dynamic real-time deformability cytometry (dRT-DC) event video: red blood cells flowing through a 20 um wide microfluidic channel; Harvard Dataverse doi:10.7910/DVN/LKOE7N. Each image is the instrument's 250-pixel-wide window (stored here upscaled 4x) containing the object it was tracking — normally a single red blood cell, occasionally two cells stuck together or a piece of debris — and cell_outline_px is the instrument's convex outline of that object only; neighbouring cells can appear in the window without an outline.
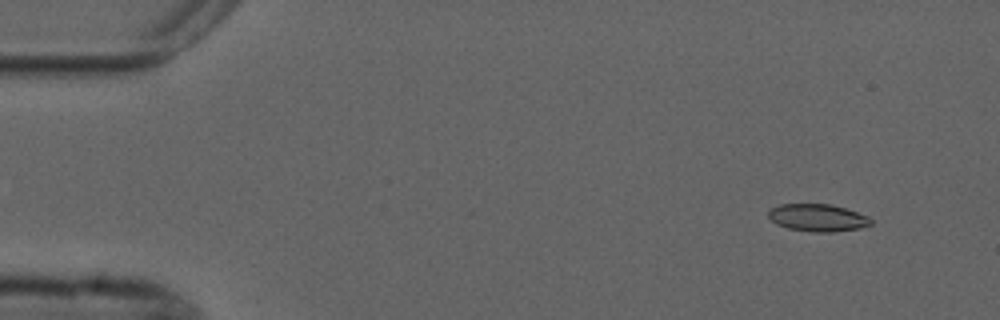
{"species": "common noctule bat (a hibernating species)", "species_latin": "Nyctalus noctula", "temperature_condition": "cold", "stored_images_in_passage": 9, "camera_frame_rate_fps": 3000, "um_per_image_px": 0.085, "animal": {"sex": "male", "forearm_length_mm": 52.5}, "frame": {"image": 1, "passage_image": 1, "time_ms": 0.0, "image_size_px": [1000, 320], "cell_outline_px": [[872, 224], [860, 228], [832, 232], [812, 232], [788, 228], [776, 224], [768, 216], [768, 212], [772, 208], [780, 204], [832, 204], [868, 216], [872, 220]], "centroid_in_image_um": [69.51, 18.51], "position_along_channel_um": 15.5, "area_um2": 16.3}}
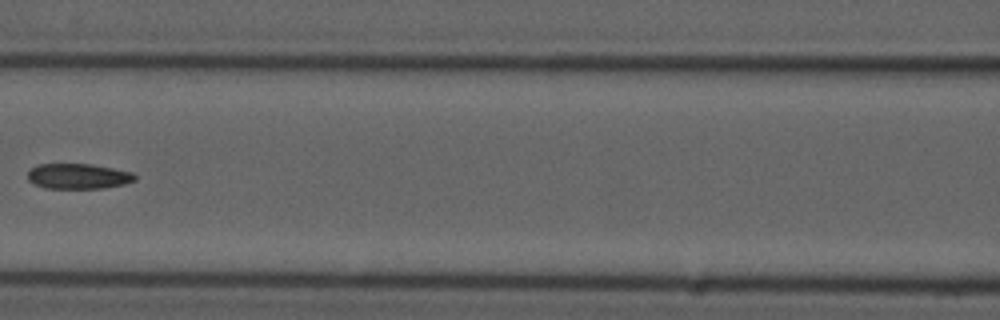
{"frame": {"image": 2, "passage_image": 6, "time_ms": 6.667, "image_size_px": [1000, 320], "cell_outline_px": [[136, 180], [124, 184], [104, 188], [44, 188], [28, 180], [28, 172], [32, 168], [40, 164], [88, 164], [112, 168], [132, 172], [136, 176]], "centroid_in_image_um": [6.66, 14.98], "position_along_channel_um": 159.9, "area_um2": 15.66}}
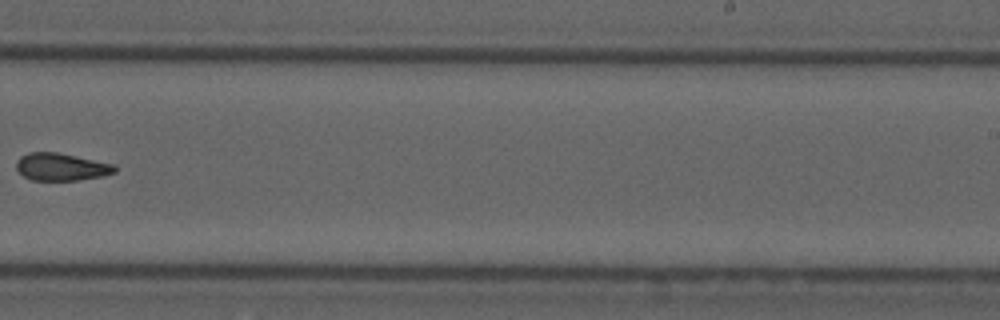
{"frame": {"image": 3, "passage_image": 9, "time_ms": 10.0, "image_size_px": [1000, 320], "cell_outline_px": [[116, 172], [100, 176], [76, 180], [32, 180], [24, 176], [16, 168], [16, 160], [20, 156], [28, 152], [56, 152], [116, 164]], "centroid_in_image_um": [5.19, 14.17], "position_along_channel_um": 283.8, "area_um2": 15.72}}